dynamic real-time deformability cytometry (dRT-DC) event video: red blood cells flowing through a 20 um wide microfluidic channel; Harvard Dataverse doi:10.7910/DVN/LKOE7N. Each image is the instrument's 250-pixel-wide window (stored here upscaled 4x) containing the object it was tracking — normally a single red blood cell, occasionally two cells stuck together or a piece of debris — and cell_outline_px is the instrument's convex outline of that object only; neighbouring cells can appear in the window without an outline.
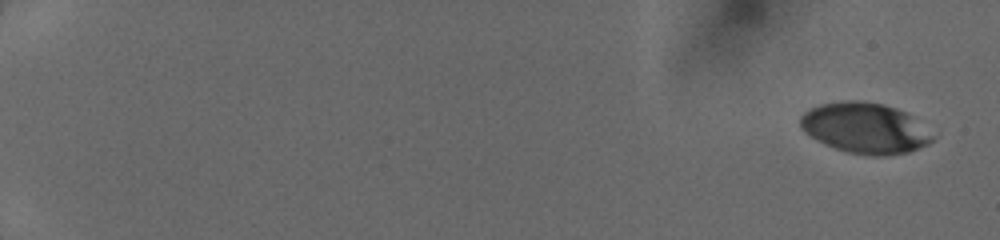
{"species": "human", "species_latin": "Homo sapiens", "temperature_condition": "cold", "stored_images_in_passage": 8, "camera_frame_rate_fps": 3000, "um_per_image_px": 0.085, "donor": {"sex": "female"}, "frame": {"image": 1, "passage_image": 1, "time_ms": 0.0, "image_size_px": [1000, 240], "cell_outline_px": [[936, 136], [928, 144], [908, 152], [884, 156], [876, 156], [848, 152], [824, 144], [800, 128], [800, 116], [808, 108], [820, 104], [840, 100], [860, 100], [884, 104], [896, 108], [912, 116]], "centroid_in_image_um": [73.52, 10.87], "position_along_channel_um": 11.5, "area_um2": 39.07}}
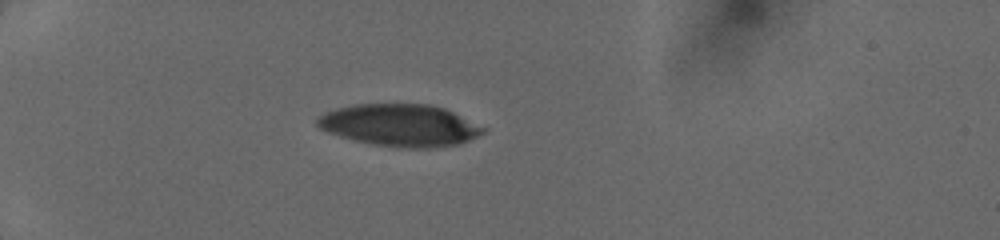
{"frame": {"image": 2, "passage_image": 5, "time_ms": 5.0, "image_size_px": [1000, 240], "cell_outline_px": [[488, 128], [484, 132], [460, 144], [432, 148], [408, 148], [372, 144], [352, 140], [328, 132], [320, 128], [316, 124], [316, 120], [324, 112], [356, 104], [428, 104], [444, 108]], "centroid_in_image_um": [34.01, 10.65], "position_along_channel_um": 51.0, "area_um2": 40.58}}
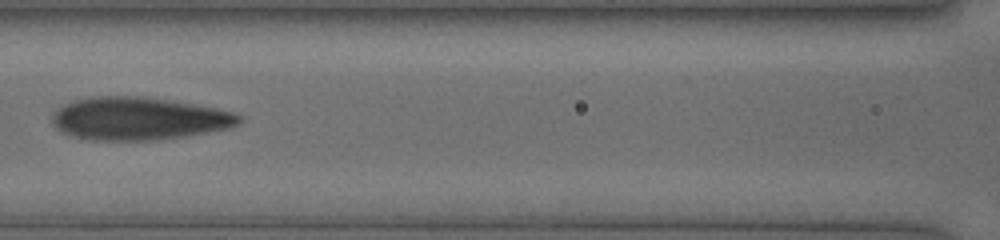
{"frame": {"image": 3, "passage_image": 8, "time_ms": 8.333, "image_size_px": [1000, 240], "cell_outline_px": [[244, 120], [240, 124], [228, 128], [184, 136], [152, 140], [92, 140], [72, 136], [56, 128], [52, 124], [52, 116], [64, 104], [72, 100], [92, 96], [140, 96], [172, 100], [216, 108], [232, 112], [244, 116]], "centroid_in_image_um": [11.81, 10.07], "position_along_channel_um": 154.8, "area_um2": 46.64}}